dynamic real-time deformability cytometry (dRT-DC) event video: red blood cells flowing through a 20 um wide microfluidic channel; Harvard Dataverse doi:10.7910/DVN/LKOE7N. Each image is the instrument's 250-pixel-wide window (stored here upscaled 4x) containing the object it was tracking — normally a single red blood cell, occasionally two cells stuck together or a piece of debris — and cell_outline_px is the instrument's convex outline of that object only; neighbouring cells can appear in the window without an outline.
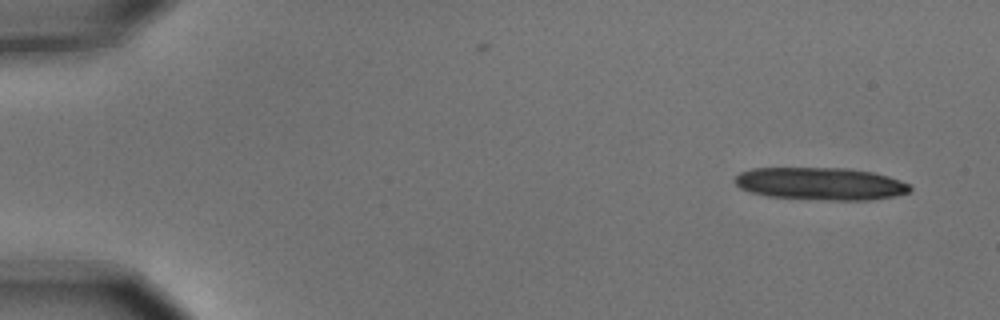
{"species": "common noctule bat (a hibernating species)", "species_latin": "Nyctalus noctula", "temperature_condition": "cold", "stored_images_in_passage": 7, "camera_frame_rate_fps": 3000, "um_per_image_px": 0.085, "animal": {"sex": "male", "body_mass_g": 15.6}, "frame": {"image": 1, "passage_image": 1, "time_ms": 0.0, "image_size_px": [1000, 320], "cell_outline_px": [[912, 188], [908, 192], [896, 196], [868, 200], [828, 200], [768, 196], [752, 192], [740, 188], [732, 180], [740, 172], [752, 168], [848, 168], [872, 172], [888, 176], [900, 180], [908, 184]], "centroid_in_image_um": [69.74, 15.61], "position_along_channel_um": 15.3, "area_um2": 33.18}}
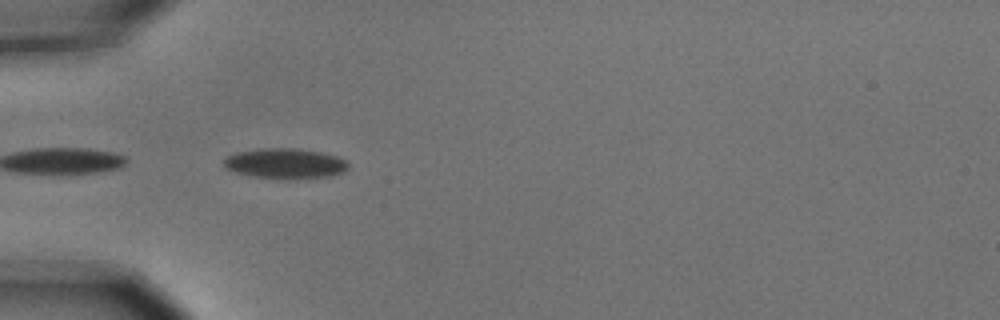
{"frame": {"image": 2, "passage_image": 5, "time_ms": 1.333, "image_size_px": [1000, 320], "cell_outline_px": [[348, 168], [344, 172], [328, 176], [248, 176], [236, 172], [228, 168], [224, 164], [224, 160], [228, 156], [236, 152], [264, 148], [292, 148], [320, 152], [336, 156], [344, 160], [348, 164]], "centroid_in_image_um": [24.22, 13.85], "position_along_channel_um": 60.8, "area_um2": 20.75}}
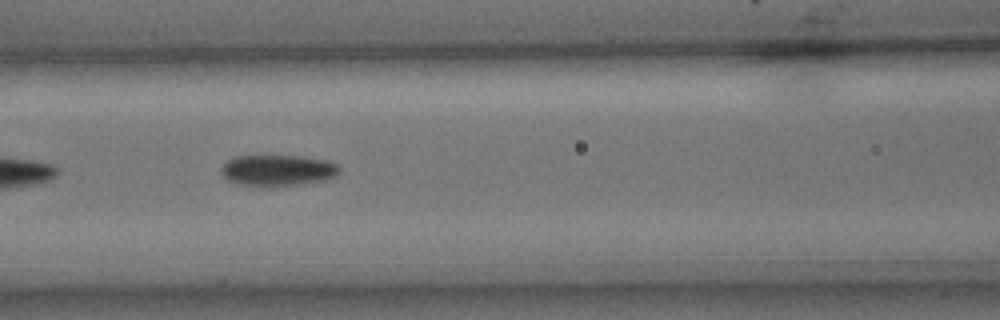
{"frame": {"image": 3, "passage_image": 7, "time_ms": 2.0, "image_size_px": [1000, 320], "cell_outline_px": [[340, 172], [336, 176], [324, 180], [272, 188], [260, 188], [236, 184], [228, 180], [220, 172], [220, 168], [228, 160], [236, 156], [304, 156], [332, 160], [340, 164]], "centroid_in_image_um": [23.63, 14.5], "position_along_channel_um": 143.0, "area_um2": 22.25}}